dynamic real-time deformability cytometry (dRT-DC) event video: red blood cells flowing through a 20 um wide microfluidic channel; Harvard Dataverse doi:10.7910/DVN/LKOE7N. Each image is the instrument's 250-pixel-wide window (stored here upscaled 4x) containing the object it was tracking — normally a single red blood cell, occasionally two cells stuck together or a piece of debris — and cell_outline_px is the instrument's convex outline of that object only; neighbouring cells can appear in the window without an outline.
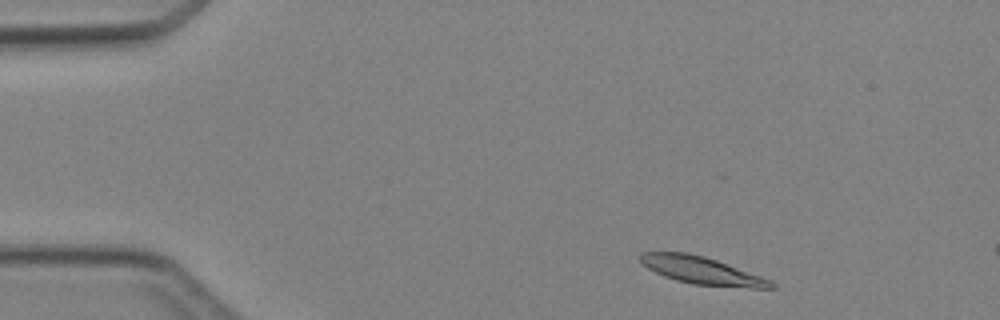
{"species": "Egyptian fruit bat (a non-hibernating species)", "species_latin": "Rousettus aegyptiacus", "temperature_condition": "cold", "stored_images_in_passage": 2, "camera_frame_rate_fps": 3000, "um_per_image_px": 0.085, "animal": {"sex": "female"}, "frame": {"image": 1, "passage_image": 1, "time_ms": 0.0, "image_size_px": [1000, 320], "cell_outline_px": [[776, 288], [752, 288], [692, 284], [676, 280], [664, 276], [648, 268], [636, 256], [640, 252], [688, 252], [704, 256], [716, 260], [772, 280], [776, 284]], "centroid_in_image_um": [59.65, 22.99], "position_along_channel_um": 25.4, "area_um2": 20.92}}